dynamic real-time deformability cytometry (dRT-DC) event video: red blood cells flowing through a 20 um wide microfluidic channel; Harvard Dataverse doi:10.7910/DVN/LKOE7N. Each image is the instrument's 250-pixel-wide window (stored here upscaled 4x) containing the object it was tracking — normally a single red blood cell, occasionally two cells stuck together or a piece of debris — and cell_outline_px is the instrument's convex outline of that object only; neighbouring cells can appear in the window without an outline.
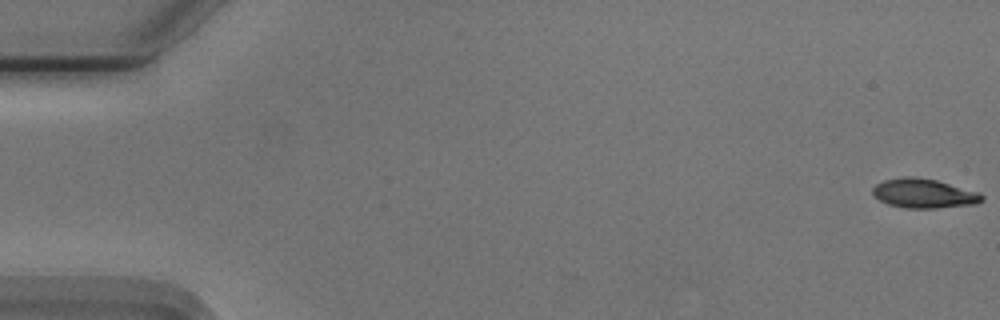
{"species": "Egyptian fruit bat (a non-hibernating species)", "species_latin": "Rousettus aegyptiacus", "temperature_condition": "cold", "stored_images_in_passage": 55, "camera_frame_rate_fps": 3000, "um_per_image_px": 0.085, "animal": {"sex": "male"}, "frame": {"image": 1, "passage_image": 1, "time_ms": 0.0, "image_size_px": [1000, 320], "cell_outline_px": [[984, 200], [976, 204], [936, 208], [908, 208], [888, 204], [880, 200], [872, 192], [872, 188], [876, 184], [884, 180], [904, 176], [912, 176], [936, 180], [976, 192], [984, 196]], "centroid_in_image_um": [78.51, 16.44], "position_along_channel_um": 6.5, "area_um2": 18.44}}
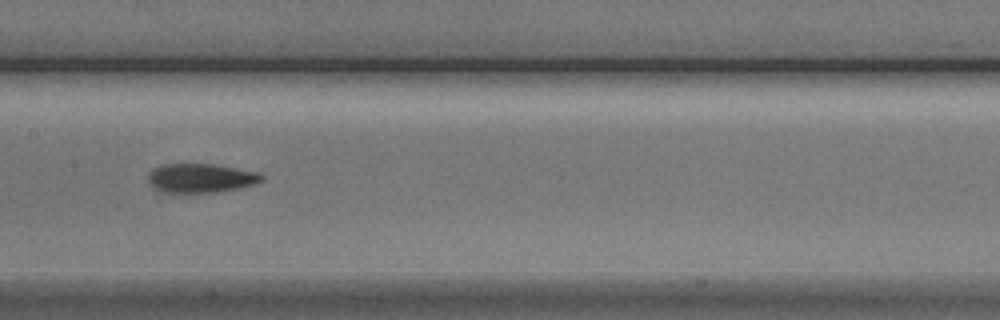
{"frame": {"image": 2, "passage_image": 28, "time_ms": 9.0, "image_size_px": [1000, 320], "cell_outline_px": [[264, 180], [256, 184], [240, 188], [216, 192], [164, 192], [152, 188], [148, 180], [148, 172], [152, 168], [160, 164], [212, 164], [260, 172], [264, 176]], "centroid_in_image_um": [17.07, 15.13], "position_along_channel_um": 190.3, "area_um2": 19.48}}
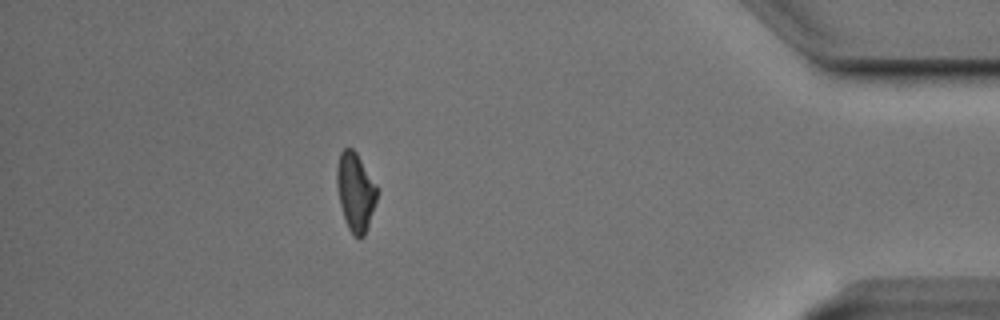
{"frame": {"image": 3, "passage_image": 49, "time_ms": 16.0, "image_size_px": [1000, 320], "cell_outline_px": [[376, 200], [364, 236], [360, 240], [348, 228], [344, 220], [340, 204], [336, 184], [336, 168], [340, 152], [344, 148], [352, 148], [356, 152], [376, 184]], "centroid_in_image_um": [30.18, 16.29], "position_along_channel_um": 405.0, "area_um2": 18.15}, "authors_computed_cell_mechanics": {"area_um2": 19.0162, "velocity_mm_per_s": 3.7428, "shape_relaxation_time_tau1_ms": 4.1824, "shape_relaxation_time_tau2_ms": 3.8886, "deformation_change_tau1": 0.1413, "deformation_change_tau2": 0.1206}}